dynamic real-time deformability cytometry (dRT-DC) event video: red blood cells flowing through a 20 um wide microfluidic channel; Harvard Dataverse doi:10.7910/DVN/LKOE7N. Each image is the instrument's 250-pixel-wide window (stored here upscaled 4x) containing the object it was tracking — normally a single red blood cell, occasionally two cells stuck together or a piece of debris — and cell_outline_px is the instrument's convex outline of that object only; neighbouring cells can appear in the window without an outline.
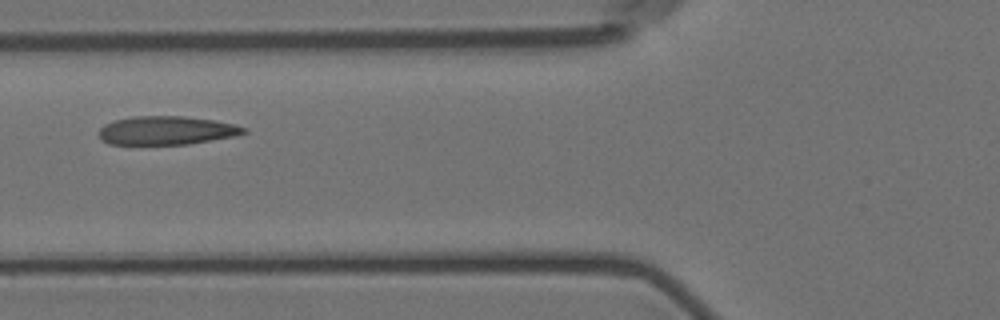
{"species": "Egyptian fruit bat (a non-hibernating species)", "species_latin": "Rousettus aegyptiacus", "temperature_condition": "room temperature", "stored_images_in_passage": 13, "camera_frame_rate_fps": 3000, "um_per_image_px": 0.085, "animal": {"sex": "female"}, "frame": {"image": 1, "passage_image": 4, "time_ms": 4.0, "image_size_px": [1000, 320], "cell_outline_px": [[248, 132], [236, 136], [188, 144], [108, 144], [100, 140], [96, 132], [104, 124], [116, 120], [132, 116], [184, 116], [212, 120], [236, 124], [248, 128]], "centroid_in_image_um": [14.14, 11.09], "position_along_channel_um": 111.7, "area_um2": 24.39}}
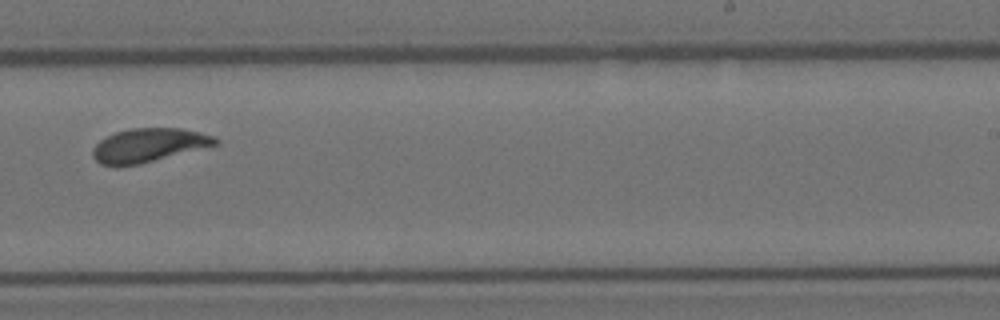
{"frame": {"image": 2, "passage_image": 8, "time_ms": 8.667, "image_size_px": [1000, 320], "cell_outline_px": [[220, 144], [140, 164], [116, 168], [100, 164], [92, 156], [92, 148], [100, 140], [116, 132], [132, 128], [184, 128], [216, 136], [220, 140]], "centroid_in_image_um": [12.65, 12.36], "position_along_channel_um": 276.4, "area_um2": 24.57}}
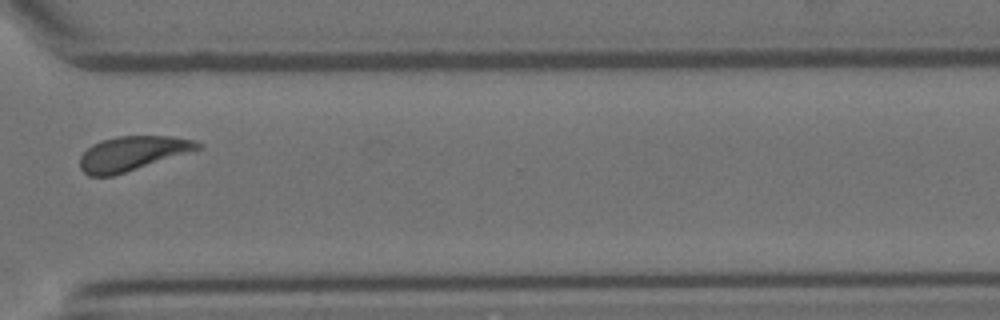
{"frame": {"image": 3, "passage_image": 10, "time_ms": 11.0, "image_size_px": [1000, 320], "cell_outline_px": [[204, 144], [200, 148], [112, 176], [88, 176], [80, 168], [80, 156], [92, 144], [100, 140], [116, 136], [172, 136], [196, 140]], "centroid_in_image_um": [11.21, 13.02], "position_along_channel_um": 359.4, "area_um2": 23.35}, "authors_computed_cell_mechanics": {"area_um2": 23.8136, "velocity_mm_per_s": 3.548, "shape_relaxation_time_tau1_ms": 2.3916, "shape_relaxation_time_tau2_ms": null, "deformation_change_tau1": 0.1062, "deformation_change_tau2": null}}